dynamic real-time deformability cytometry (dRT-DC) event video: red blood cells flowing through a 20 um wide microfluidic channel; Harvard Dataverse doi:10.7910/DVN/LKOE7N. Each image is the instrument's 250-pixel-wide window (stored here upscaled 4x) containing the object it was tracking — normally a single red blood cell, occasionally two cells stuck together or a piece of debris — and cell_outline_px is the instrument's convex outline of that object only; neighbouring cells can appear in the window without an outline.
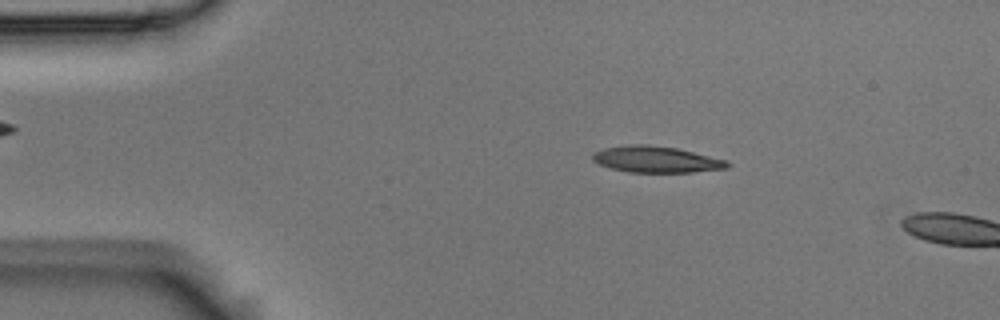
{"species": "Egyptian fruit bat (a non-hibernating species)", "species_latin": "Rousettus aegyptiacus", "temperature_condition": "room temperature", "stored_images_in_passage": 45, "camera_frame_rate_fps": 3000, "um_per_image_px": 0.085, "animal": {"sex": "male"}, "frame": {"image": 1, "passage_image": 3, "time_ms": 0.667, "image_size_px": [1000, 320], "cell_outline_px": [[732, 164], [728, 168], [692, 172], [628, 172], [612, 168], [600, 164], [592, 160], [592, 152], [604, 148], [628, 144], [648, 144], [676, 148], [728, 160]], "centroid_in_image_um": [55.79, 13.54], "position_along_channel_um": 29.2, "area_um2": 20.75}}
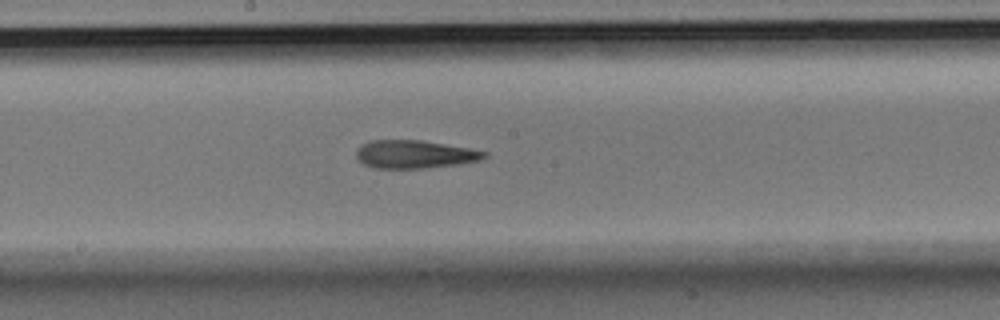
{"frame": {"image": 2, "passage_image": 22, "time_ms": 7.0, "image_size_px": [1000, 320], "cell_outline_px": [[488, 156], [480, 160], [460, 164], [424, 168], [372, 168], [364, 164], [356, 156], [356, 152], [364, 144], [372, 140], [420, 140], [468, 148], [488, 152]], "centroid_in_image_um": [35.28, 13.12], "position_along_channel_um": 212.9, "area_um2": 20.75}}
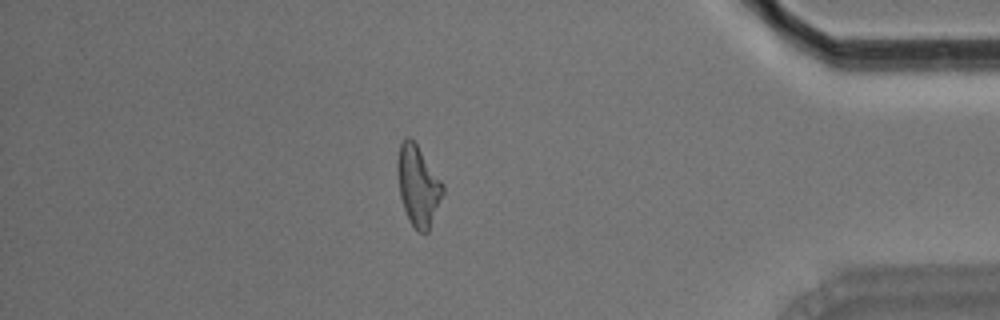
{"frame": {"image": 3, "passage_image": 40, "time_ms": 13.0, "image_size_px": [1000, 320], "cell_outline_px": [[444, 192], [428, 232], [416, 232], [408, 220], [400, 196], [396, 172], [396, 160], [400, 144], [408, 136], [416, 144], [444, 184]], "centroid_in_image_um": [35.52, 15.81], "position_along_channel_um": 399.7, "area_um2": 21.27}}